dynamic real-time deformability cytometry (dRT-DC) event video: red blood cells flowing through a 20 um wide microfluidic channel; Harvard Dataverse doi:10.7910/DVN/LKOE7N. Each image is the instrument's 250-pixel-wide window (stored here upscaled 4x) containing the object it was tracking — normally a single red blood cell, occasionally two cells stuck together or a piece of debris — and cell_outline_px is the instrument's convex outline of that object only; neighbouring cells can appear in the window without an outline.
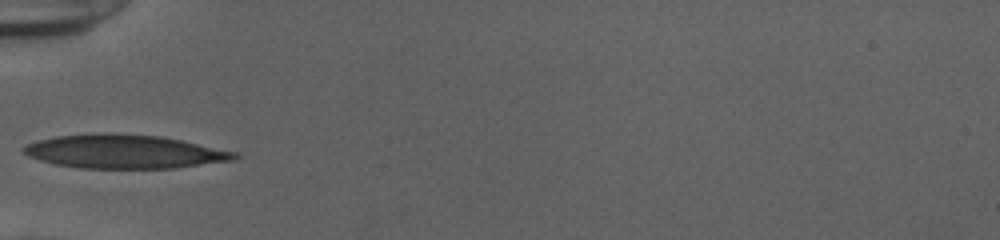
{"species": "human", "species_latin": "Homo sapiens", "temperature_condition": "cold", "stored_images_in_passage": 29, "camera_frame_rate_fps": 3000, "um_per_image_px": 0.085, "donor": {"sex": "female"}, "frame": {"image": 1, "passage_image": 1, "time_ms": 0.0, "image_size_px": [1000, 240], "cell_outline_px": [[240, 156], [236, 160], [176, 168], [80, 168], [56, 164], [40, 160], [28, 156], [20, 148], [28, 144], [40, 140], [56, 136], [104, 132], [112, 132], [160, 136], [240, 152]], "centroid_in_image_um": [10.63, 12.88], "position_along_channel_um": 74.4, "area_um2": 41.67}}
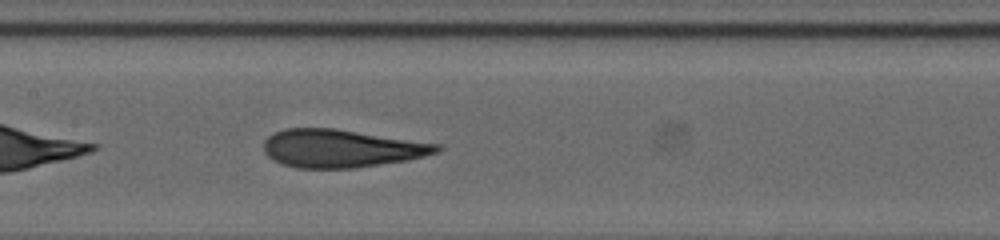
{"frame": {"image": 2, "passage_image": 9, "time_ms": 2.667, "image_size_px": [1000, 240], "cell_outline_px": [[444, 148], [440, 152], [408, 160], [356, 168], [296, 168], [284, 164], [268, 156], [264, 152], [264, 140], [268, 136], [284, 128], [336, 128], [444, 144]], "centroid_in_image_um": [29.09, 12.6], "position_along_channel_um": 178.3, "area_um2": 38.73}}
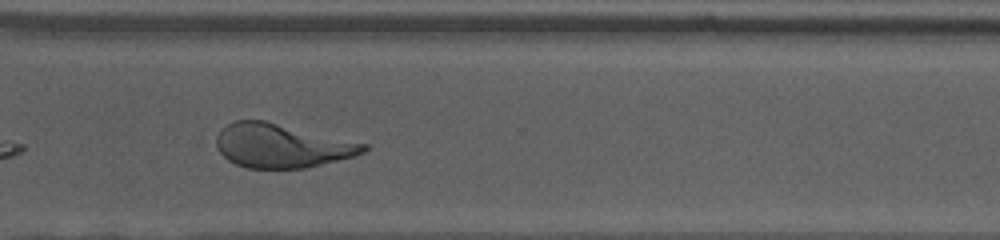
{"frame": {"image": 3, "passage_image": 22, "time_ms": 7.0, "image_size_px": [1000, 240], "cell_outline_px": [[368, 148], [364, 152], [352, 156], [304, 168], [248, 168], [236, 164], [228, 160], [220, 152], [216, 144], [216, 136], [220, 128], [236, 120], [264, 120], [368, 144]], "centroid_in_image_um": [23.89, 12.37], "position_along_channel_um": 346.7, "area_um2": 37.28}, "authors_computed_cell_mechanics": {"area_um2": 38.6682, "velocity_mm_per_s": 3.8988, "shape_relaxation_time_tau1_ms": 8.4348, "shape_relaxation_time_tau2_ms": 1.1998, "deformation_change_tau1": 0.2769, "deformation_change_tau2": 0.0896}}